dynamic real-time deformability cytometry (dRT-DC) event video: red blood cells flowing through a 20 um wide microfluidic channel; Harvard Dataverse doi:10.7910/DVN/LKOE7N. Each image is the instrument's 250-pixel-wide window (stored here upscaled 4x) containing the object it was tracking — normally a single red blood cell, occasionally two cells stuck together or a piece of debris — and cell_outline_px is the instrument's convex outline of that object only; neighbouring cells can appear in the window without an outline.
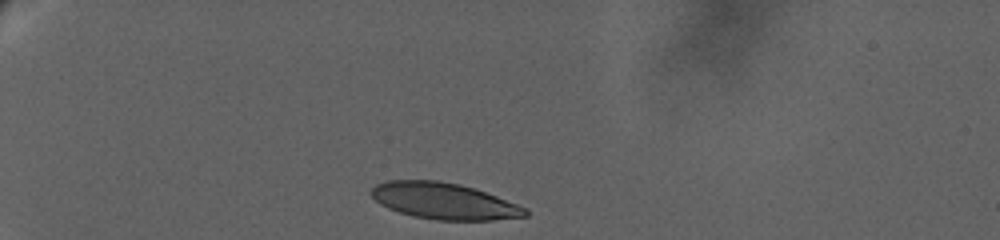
{"species": "human", "species_latin": "Homo sapiens", "temperature_condition": "warm", "stored_images_in_passage": 56, "camera_frame_rate_fps": 3000, "um_per_image_px": 0.085, "donor": {"sex": "female"}, "frame": {"image": 1, "passage_image": 1, "time_ms": 0.0, "image_size_px": [1000, 240], "cell_outline_px": [[528, 216], [492, 220], [436, 220], [412, 216], [388, 208], [380, 204], [368, 192], [376, 184], [388, 180], [436, 180], [460, 184], [496, 196], [528, 208]], "centroid_in_image_um": [37.72, 17.09], "position_along_channel_um": 47.3, "area_um2": 32.6}}
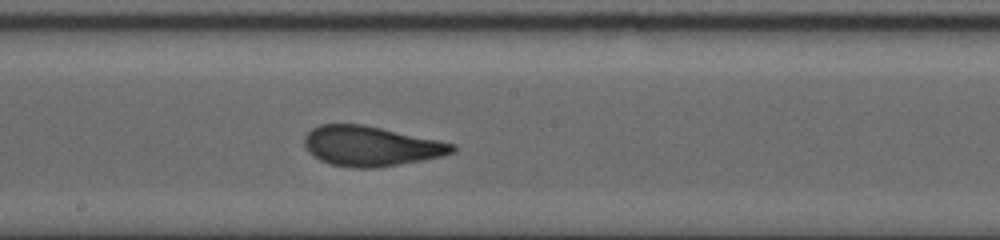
{"frame": {"image": 2, "passage_image": 32, "time_ms": 7.667, "image_size_px": [1000, 240], "cell_outline_px": [[456, 152], [444, 156], [400, 164], [376, 168], [352, 168], [332, 164], [320, 160], [312, 156], [308, 152], [304, 144], [304, 136], [312, 128], [320, 124], [364, 124], [456, 144]], "centroid_in_image_um": [31.52, 12.42], "position_along_channel_um": 216.7, "area_um2": 34.62}}
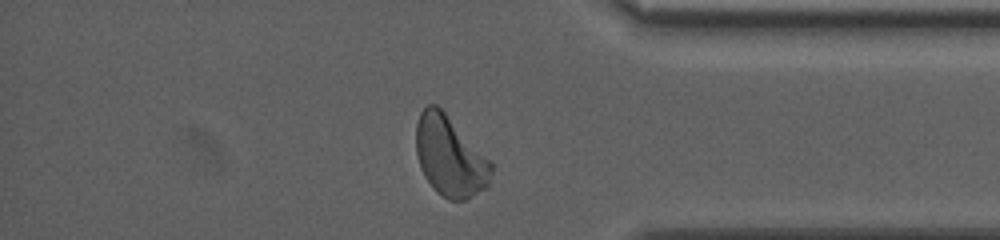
{"frame": {"image": 3, "passage_image": 52, "time_ms": 14.0, "image_size_px": [1000, 240], "cell_outline_px": [[492, 172], [488, 188], [464, 200], [448, 200], [436, 192], [432, 188], [424, 176], [416, 152], [416, 124], [420, 112], [428, 104], [436, 104], [492, 160]], "centroid_in_image_um": [38.26, 13.31], "position_along_channel_um": 396.9, "area_um2": 35.37}, "authors_computed_cell_mechanics": {"area_um2": 34.1598, "velocity_mm_per_s": 2.9875, "shape_relaxation_time_tau1_ms": 5.8809, "shape_relaxation_time_tau2_ms": 1.0741, "deformation_change_tau1": 0.2051, "deformation_change_tau2": 0.0741}}